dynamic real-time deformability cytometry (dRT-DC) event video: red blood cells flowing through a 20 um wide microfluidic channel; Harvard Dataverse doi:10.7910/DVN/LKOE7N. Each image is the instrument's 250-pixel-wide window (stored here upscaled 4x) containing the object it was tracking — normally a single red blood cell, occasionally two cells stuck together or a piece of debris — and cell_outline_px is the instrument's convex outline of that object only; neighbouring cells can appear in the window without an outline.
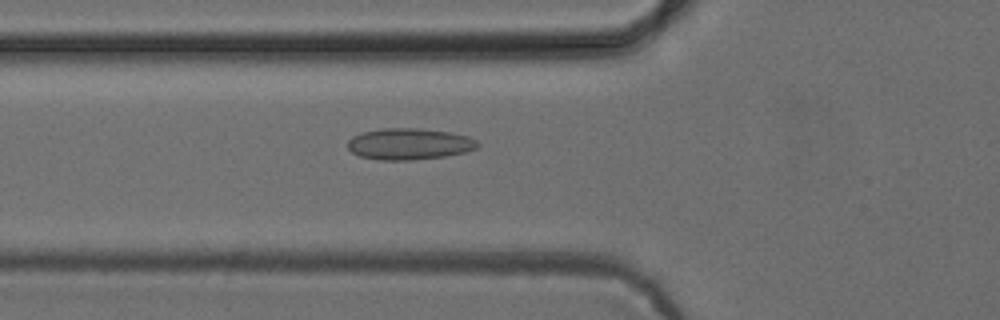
{"species": "common noctule bat (a hibernating species)", "species_latin": "Nyctalus noctula", "temperature_condition": "cold", "stored_images_in_passage": 45, "camera_frame_rate_fps": 3000, "um_per_image_px": 0.085, "animal": {"sex": "female", "body_mass_g": 24.6, "forearm_length_mm": 56.2}, "frame": {"image": 1, "passage_image": 12, "time_ms": 3.667, "image_size_px": [1000, 320], "cell_outline_px": [[480, 144], [476, 148], [464, 152], [444, 156], [412, 160], [376, 160], [360, 156], [352, 152], [348, 148], [348, 140], [352, 136], [360, 132], [384, 128], [416, 128], [452, 132], [468, 136], [476, 140]], "centroid_in_image_um": [34.76, 12.23], "position_along_channel_um": 91.0, "area_um2": 23.87}}
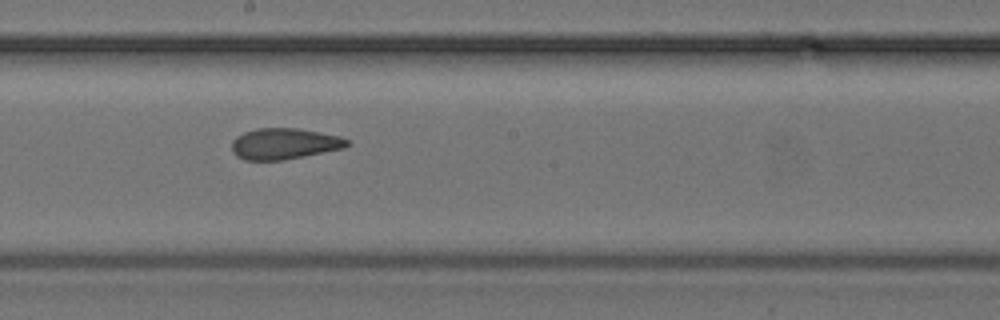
{"frame": {"image": 2, "passage_image": 22, "time_ms": 7.0, "image_size_px": [1000, 320], "cell_outline_px": [[352, 144], [344, 148], [284, 160], [244, 160], [236, 156], [232, 152], [232, 140], [236, 136], [244, 132], [256, 128], [296, 128], [340, 136], [348, 140]], "centroid_in_image_um": [24.15, 12.22], "position_along_channel_um": 224.1, "area_um2": 20.98}}
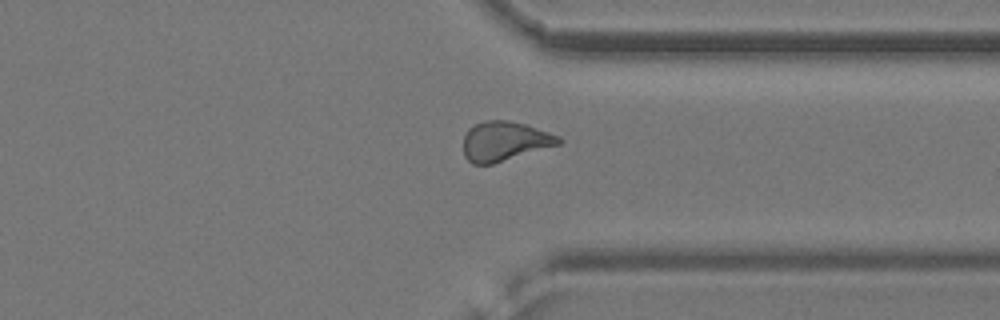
{"frame": {"image": 3, "passage_image": 33, "time_ms": 10.667, "image_size_px": [1000, 320], "cell_outline_px": [[564, 140], [560, 144], [492, 164], [472, 164], [464, 156], [464, 136], [468, 128], [472, 124], [484, 120], [508, 120], [524, 124], [560, 136]], "centroid_in_image_um": [42.87, 11.99], "position_along_channel_um": 368.5, "area_um2": 21.96}}